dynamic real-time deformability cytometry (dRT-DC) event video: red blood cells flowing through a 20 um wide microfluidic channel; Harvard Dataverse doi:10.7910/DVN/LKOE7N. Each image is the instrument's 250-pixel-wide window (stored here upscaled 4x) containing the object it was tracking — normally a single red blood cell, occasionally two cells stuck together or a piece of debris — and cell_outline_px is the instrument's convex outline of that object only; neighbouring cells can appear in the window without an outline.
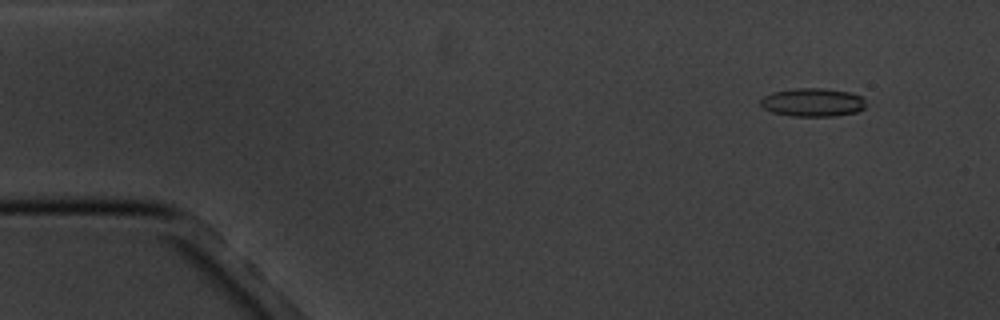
{"species": "common noctule bat (a hibernating species)", "species_latin": "Nyctalus noctula", "temperature_condition": "cold", "stored_images_in_passage": 6, "camera_frame_rate_fps": 3000, "um_per_image_px": 0.085, "animal": {"sex": "male", "body_mass_g": 20.1, "forearm_length_mm": 53.5}, "frame": {"image": 1, "passage_image": 2, "time_ms": 1.0, "image_size_px": [1000, 320], "cell_outline_px": [[864, 108], [856, 112], [836, 116], [792, 116], [772, 112], [764, 108], [760, 104], [760, 100], [764, 96], [772, 92], [796, 88], [824, 88], [852, 92], [860, 96], [864, 100]], "centroid_in_image_um": [69.07, 8.69], "position_along_channel_um": 15.9, "area_um2": 17.46}}
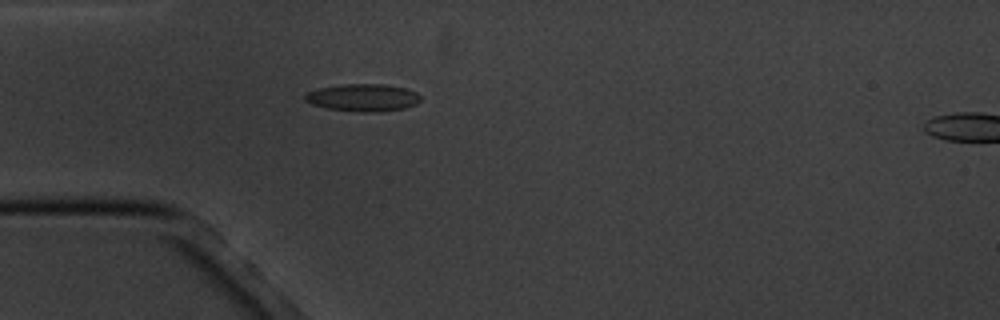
{"frame": {"image": 2, "passage_image": 5, "time_ms": 4.667, "image_size_px": [1000, 320], "cell_outline_px": [[420, 100], [416, 104], [404, 108], [380, 112], [360, 112], [324, 108], [312, 104], [304, 100], [304, 92], [320, 88], [344, 84], [384, 84], [404, 88], [416, 92], [420, 96]], "centroid_in_image_um": [30.82, 8.3], "position_along_channel_um": 54.2, "area_um2": 18.55}}